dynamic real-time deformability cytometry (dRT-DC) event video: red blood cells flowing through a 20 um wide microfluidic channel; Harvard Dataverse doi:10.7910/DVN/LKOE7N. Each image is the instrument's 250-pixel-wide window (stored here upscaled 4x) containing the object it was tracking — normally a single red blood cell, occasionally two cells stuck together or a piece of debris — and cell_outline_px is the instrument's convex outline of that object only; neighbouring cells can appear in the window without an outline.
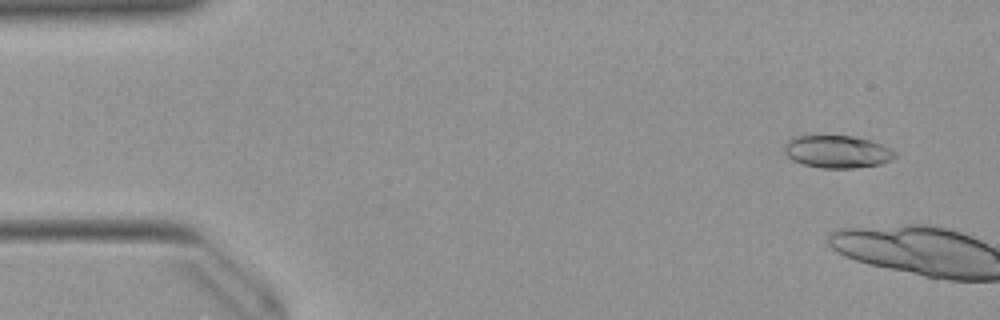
{"species": "Egyptian fruit bat (a non-hibernating species)", "species_latin": "Rousettus aegyptiacus", "temperature_condition": "warm", "stored_images_in_passage": 6, "camera_frame_rate_fps": 3000, "um_per_image_px": 0.085, "animal": {"sex": "female"}, "frame": {"image": 1, "passage_image": 4, "time_ms": 1.0, "image_size_px": [1000, 320], "cell_outline_px": [[896, 156], [892, 160], [880, 164], [856, 168], [820, 168], [804, 164], [792, 160], [784, 152], [784, 144], [792, 136], [852, 136], [872, 140], [892, 148], [896, 152]], "centroid_in_image_um": [71.19, 12.89], "position_along_channel_um": 13.8, "area_um2": 21.21}}